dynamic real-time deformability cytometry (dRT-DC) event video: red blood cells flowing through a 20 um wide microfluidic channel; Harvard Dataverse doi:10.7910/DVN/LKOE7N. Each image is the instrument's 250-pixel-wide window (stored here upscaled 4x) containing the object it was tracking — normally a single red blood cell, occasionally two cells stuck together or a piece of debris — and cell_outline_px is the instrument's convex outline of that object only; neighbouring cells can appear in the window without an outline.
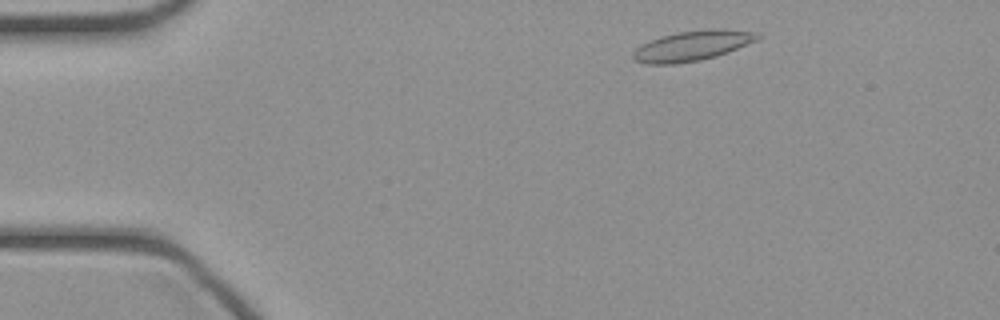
{"species": "common noctule bat (a hibernating species)", "species_latin": "Nyctalus noctula", "temperature_condition": "cold", "stored_images_in_passage": 42, "camera_frame_rate_fps": 3000, "um_per_image_px": 0.085, "animal": {"sex": "female", "body_mass_g": 21.9}, "frame": {"image": 1, "passage_image": 3, "time_ms": 0.667, "image_size_px": [1000, 320], "cell_outline_px": [[764, 36], [756, 40], [728, 52], [716, 56], [700, 60], [676, 64], [648, 64], [636, 60], [632, 56], [632, 52], [636, 48], [660, 36], [680, 32], [708, 28], [716, 28], [760, 32]], "centroid_in_image_um": [58.9, 3.88], "position_along_channel_um": 26.1, "area_um2": 21.79}}
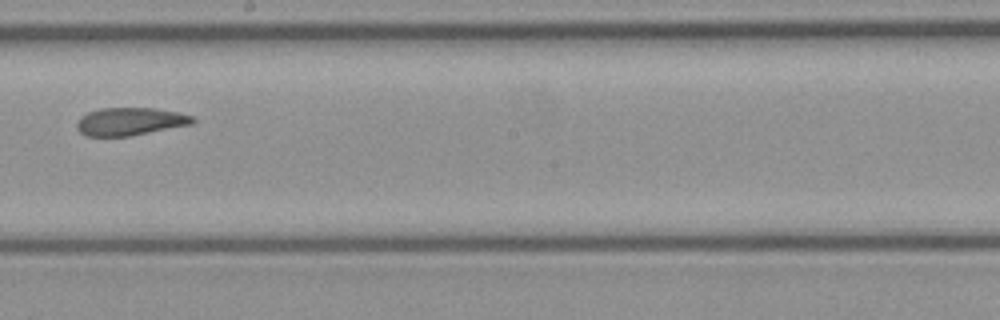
{"frame": {"image": 2, "passage_image": 22, "time_ms": 7.0, "image_size_px": [1000, 320], "cell_outline_px": [[196, 120], [192, 124], [132, 136], [84, 136], [76, 128], [76, 124], [80, 116], [88, 112], [100, 108], [152, 108], [176, 112], [192, 116]], "centroid_in_image_um": [11.02, 10.33], "position_along_channel_um": 237.2, "area_um2": 18.84}}
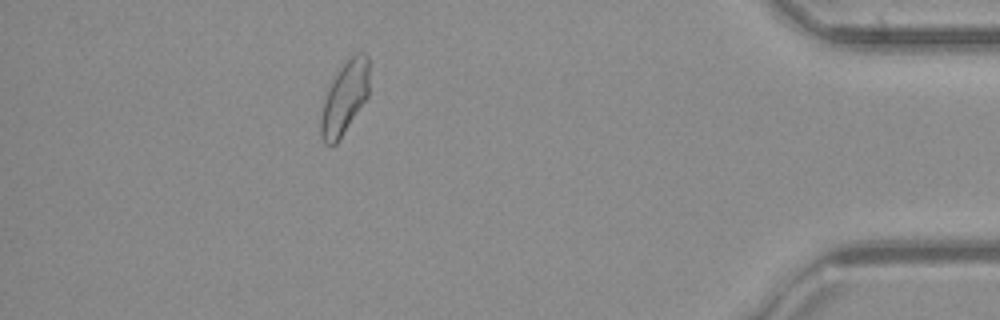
{"frame": {"image": 3, "passage_image": 37, "time_ms": 12.0, "image_size_px": [1000, 320], "cell_outline_px": [[368, 96], [336, 144], [328, 148], [324, 144], [320, 136], [320, 116], [324, 100], [328, 88], [332, 80], [344, 64], [356, 52], [364, 52], [368, 56]], "centroid_in_image_um": [29.26, 8.37], "position_along_channel_um": 405.9, "area_um2": 20.35}}